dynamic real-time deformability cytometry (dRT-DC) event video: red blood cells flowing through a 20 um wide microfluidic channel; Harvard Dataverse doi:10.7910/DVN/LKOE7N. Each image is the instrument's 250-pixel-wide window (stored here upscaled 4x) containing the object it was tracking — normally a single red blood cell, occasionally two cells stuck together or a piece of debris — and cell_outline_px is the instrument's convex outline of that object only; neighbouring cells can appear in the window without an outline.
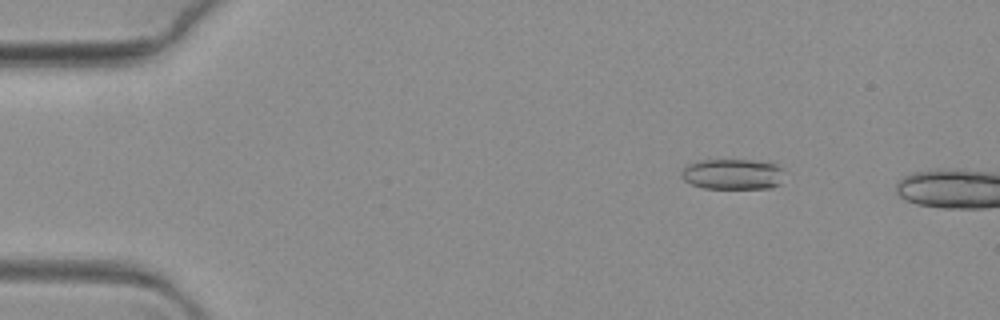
{"species": "common noctule bat (a hibernating species)", "species_latin": "Nyctalus noctula", "temperature_condition": "warm", "stored_images_in_passage": 14, "camera_frame_rate_fps": 3000, "um_per_image_px": 0.085, "animal": {"sex": "female", "body_mass_g": 19.3, "forearm_length_mm": 54.1}, "frame": {"image": 1, "passage_image": 10, "time_ms": 3.0, "image_size_px": [1000, 320], "cell_outline_px": [[780, 184], [772, 188], [704, 188], [692, 184], [684, 180], [680, 176], [680, 172], [688, 164], [700, 160], [752, 160], [776, 164], [780, 168]], "centroid_in_image_um": [62.22, 14.8], "position_along_channel_um": 22.8, "area_um2": 18.15}}